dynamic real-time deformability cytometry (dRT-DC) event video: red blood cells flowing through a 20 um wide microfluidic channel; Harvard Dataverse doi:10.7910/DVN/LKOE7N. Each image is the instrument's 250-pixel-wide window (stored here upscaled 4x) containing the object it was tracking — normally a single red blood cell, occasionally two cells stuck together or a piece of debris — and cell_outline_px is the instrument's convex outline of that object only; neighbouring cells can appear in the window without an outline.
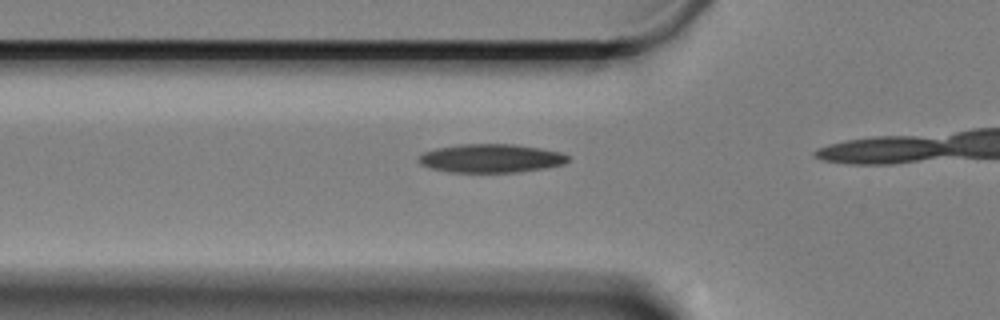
{"species": "Egyptian fruit bat (a non-hibernating species)", "species_latin": "Rousettus aegyptiacus", "temperature_condition": "cold", "stored_images_in_passage": 16, "camera_frame_rate_fps": 3000, "um_per_image_px": 0.085, "animal": {"sex": "female"}, "frame": {"image": 1, "passage_image": 14, "time_ms": 4.333, "image_size_px": [1000, 320], "cell_outline_px": [[568, 160], [564, 164], [544, 168], [520, 172], [448, 172], [432, 168], [420, 164], [416, 160], [424, 152], [436, 148], [460, 144], [512, 144], [560, 152], [568, 156]], "centroid_in_image_um": [41.69, 13.46], "position_along_channel_um": 84.1, "area_um2": 24.68}}